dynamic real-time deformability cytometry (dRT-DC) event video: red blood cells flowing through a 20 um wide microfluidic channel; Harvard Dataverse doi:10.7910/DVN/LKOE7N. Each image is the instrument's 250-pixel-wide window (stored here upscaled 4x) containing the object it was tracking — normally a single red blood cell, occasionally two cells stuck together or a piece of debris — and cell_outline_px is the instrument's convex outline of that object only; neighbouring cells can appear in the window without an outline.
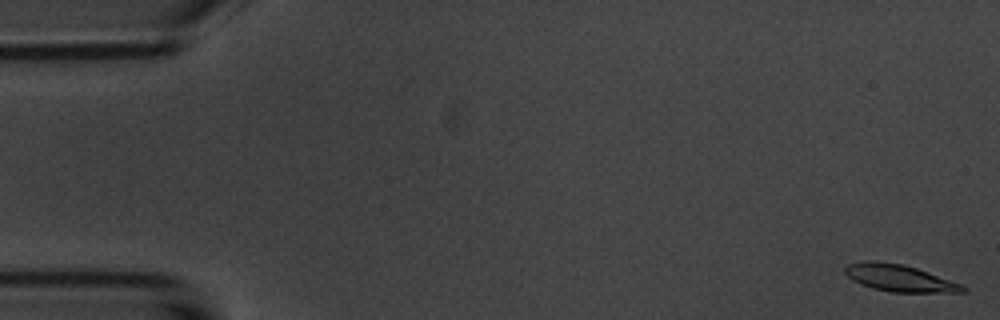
{"species": "common noctule bat (a hibernating species)", "species_latin": "Nyctalus noctula", "temperature_condition": "room temperature", "stored_images_in_passage": 54, "camera_frame_rate_fps": 3000, "um_per_image_px": 0.085, "animal": {"sex": "male", "body_mass_g": 20.1, "forearm_length_mm": 53.5}, "frame": {"image": 1, "passage_image": 1, "time_ms": 0.0, "image_size_px": [1000, 320], "cell_outline_px": [[968, 288], [964, 292], [892, 292], [872, 288], [860, 284], [852, 280], [844, 272], [844, 268], [848, 264], [904, 264], [964, 284]], "centroid_in_image_um": [76.57, 23.7], "position_along_channel_um": 8.4, "area_um2": 17.69}}
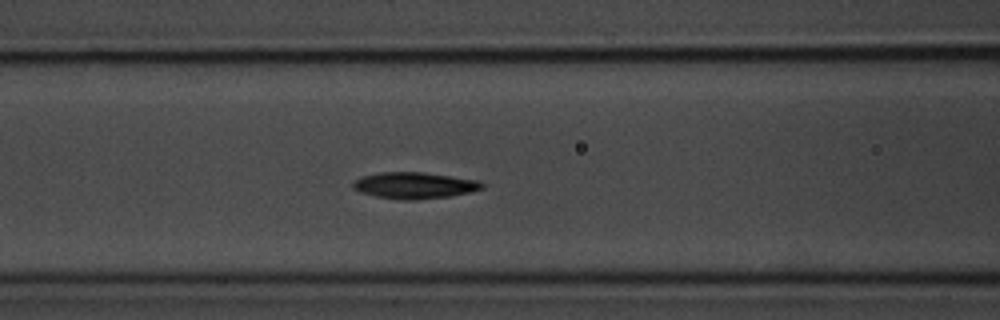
{"frame": {"image": 2, "passage_image": 22, "time_ms": 7.0, "image_size_px": [1000, 320], "cell_outline_px": [[484, 188], [472, 192], [448, 196], [416, 200], [400, 200], [376, 196], [360, 192], [352, 188], [352, 184], [360, 176], [380, 172], [424, 172], [480, 180], [484, 184]], "centroid_in_image_um": [35.24, 15.75], "position_along_channel_um": 131.4, "area_um2": 20.06}}
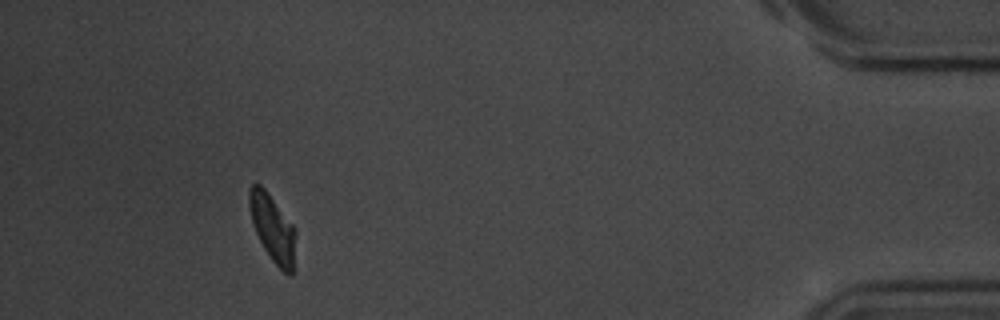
{"frame": {"image": 3, "passage_image": 50, "time_ms": 16.333, "image_size_px": [1000, 320], "cell_outline_px": [[296, 232], [292, 272], [288, 276], [272, 260], [264, 248], [256, 232], [252, 220], [248, 204], [248, 188], [252, 184], [260, 184], [264, 188], [296, 228]], "centroid_in_image_um": [23.16, 19.36], "position_along_channel_um": 412.0, "area_um2": 17.92}, "authors_computed_cell_mechanics": {"area_um2": 18.9873, "velocity_mm_per_s": 3.6662, "shape_relaxation_time_tau1_ms": 2.1335, "shape_relaxation_time_tau2_ms": 2.4733, "deformation_change_tau1": 0.1125, "deformation_change_tau2": 0.0726}}